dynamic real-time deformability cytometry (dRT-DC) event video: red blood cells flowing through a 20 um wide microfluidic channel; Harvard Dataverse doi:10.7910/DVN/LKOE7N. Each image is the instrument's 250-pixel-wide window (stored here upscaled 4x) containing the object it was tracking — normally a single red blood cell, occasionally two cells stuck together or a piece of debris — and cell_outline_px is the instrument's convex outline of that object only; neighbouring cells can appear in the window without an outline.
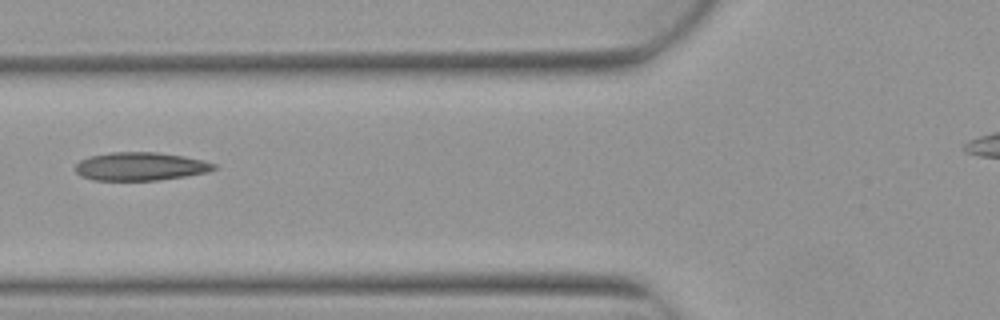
{"species": "Egyptian fruit bat (a non-hibernating species)", "species_latin": "Rousettus aegyptiacus", "temperature_condition": "warm", "stored_images_in_passage": 8, "segment_of_instrument_passage": [1, 2], "camera_frame_rate_fps": 3000, "um_per_image_px": 0.085, "animal": {"sex": "female"}, "frame": {"image": 1, "passage_image": 6, "time_ms": 1.667, "image_size_px": [1000, 320], "cell_outline_px": [[220, 168], [208, 172], [184, 176], [156, 180], [92, 180], [80, 176], [76, 172], [76, 164], [80, 160], [88, 156], [112, 152], [156, 152], [184, 156], [204, 160], [216, 164]], "centroid_in_image_um": [11.95, 14.14], "position_along_channel_um": 113.8, "area_um2": 22.95}}
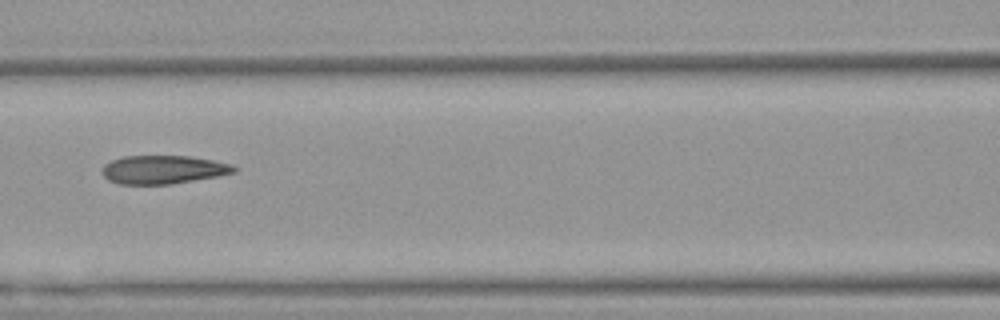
{"frame": {"image": 2, "passage_image": 7, "time_ms": 2.0, "image_size_px": [1000, 320], "cell_outline_px": [[240, 168], [236, 172], [216, 176], [172, 184], [120, 184], [108, 180], [104, 176], [104, 164], [112, 160], [124, 156], [188, 156], [212, 160], [232, 164]], "centroid_in_image_um": [13.91, 14.41], "position_along_channel_um": 152.7, "area_um2": 21.73}}